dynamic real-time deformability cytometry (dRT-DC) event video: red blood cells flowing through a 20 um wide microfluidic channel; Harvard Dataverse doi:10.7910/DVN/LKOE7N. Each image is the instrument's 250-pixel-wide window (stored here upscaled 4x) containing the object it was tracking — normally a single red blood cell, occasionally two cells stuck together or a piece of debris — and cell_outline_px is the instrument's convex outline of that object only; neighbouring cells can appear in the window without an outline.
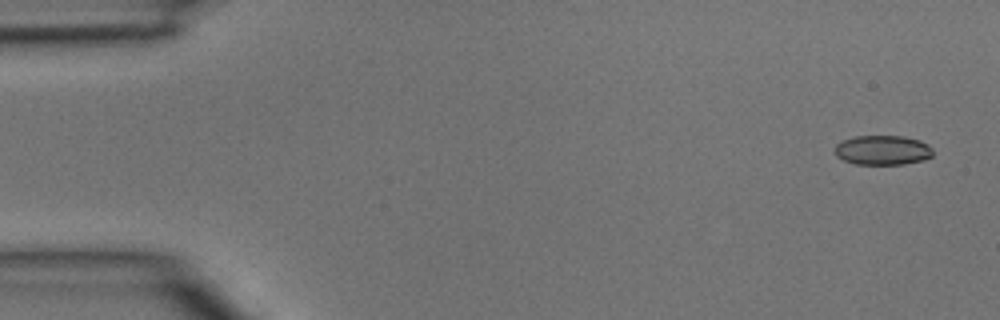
{"species": "common noctule bat (a hibernating species)", "species_latin": "Nyctalus noctula", "temperature_condition": "room temperature", "stored_images_in_passage": 3, "camera_frame_rate_fps": 3000, "um_per_image_px": 0.085, "animal": {"sex": "male", "body_mass_g": 15.6}, "frame": {"image": 1, "passage_image": 1, "time_ms": 0.0, "image_size_px": [1000, 320], "cell_outline_px": [[932, 156], [924, 160], [904, 164], [856, 164], [844, 160], [836, 156], [836, 144], [844, 140], [856, 136], [904, 136], [920, 140], [928, 144], [932, 148]], "centroid_in_image_um": [75.06, 12.76], "position_along_channel_um": 9.9, "area_um2": 16.88}}
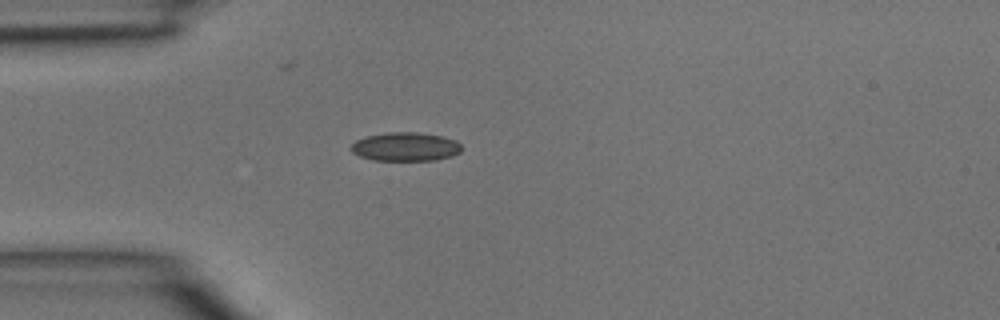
{"frame": {"image": 2, "passage_image": 3, "time_ms": 0.667, "image_size_px": [1000, 320], "cell_outline_px": [[460, 152], [452, 156], [436, 160], [372, 160], [360, 156], [352, 152], [348, 148], [356, 140], [364, 136], [388, 132], [416, 132], [440, 136], [456, 140], [460, 144]], "centroid_in_image_um": [34.42, 12.47], "position_along_channel_um": 50.6, "area_um2": 18.55}}